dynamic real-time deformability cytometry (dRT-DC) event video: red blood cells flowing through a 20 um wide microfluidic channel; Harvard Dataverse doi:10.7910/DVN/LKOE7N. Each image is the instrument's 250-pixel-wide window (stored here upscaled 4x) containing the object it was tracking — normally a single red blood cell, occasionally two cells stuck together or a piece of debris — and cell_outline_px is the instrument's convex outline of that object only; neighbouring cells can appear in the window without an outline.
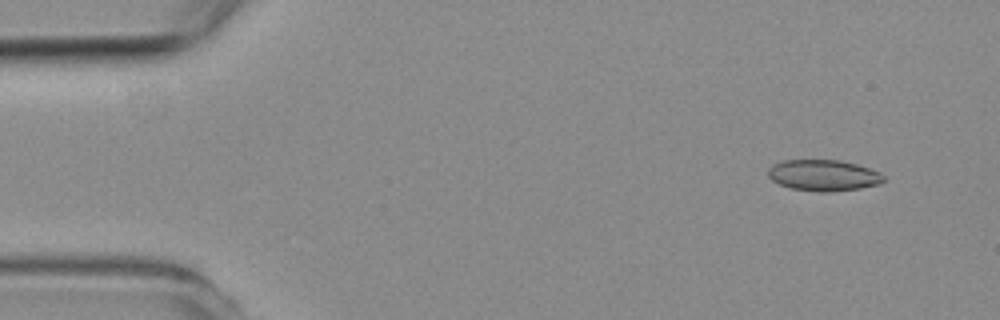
{"species": "common noctule bat (a hibernating species)", "species_latin": "Nyctalus noctula", "temperature_condition": "room temperature", "stored_images_in_passage": 4, "camera_frame_rate_fps": 3000, "um_per_image_px": 0.085, "animal": {"sex": "female", "body_mass_g": 19.3, "forearm_length_mm": 54.1}, "frame": {"image": 1, "passage_image": 1, "time_ms": 0.0, "image_size_px": [1000, 320], "cell_outline_px": [[884, 180], [880, 184], [860, 188], [824, 192], [820, 192], [792, 188], [780, 184], [772, 180], [768, 176], [768, 168], [772, 164], [784, 160], [840, 160], [856, 164], [880, 172], [884, 176]], "centroid_in_image_um": [69.99, 14.89], "position_along_channel_um": 15.0, "area_um2": 20.87}}
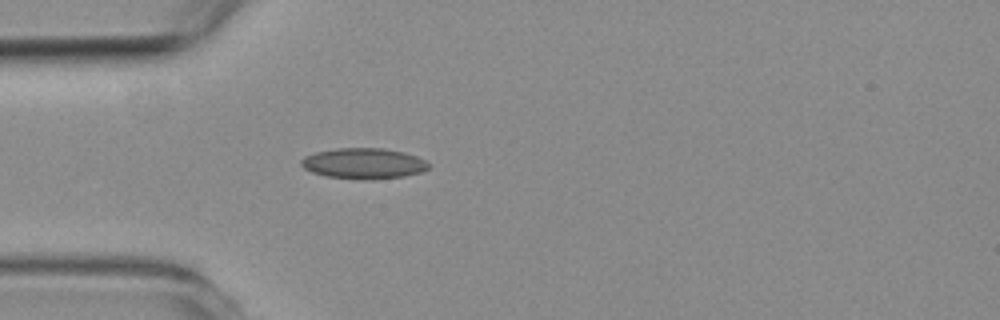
{"frame": {"image": 2, "passage_image": 4, "time_ms": 3.667, "image_size_px": [1000, 320], "cell_outline_px": [[428, 168], [420, 172], [404, 176], [324, 176], [312, 172], [304, 168], [300, 164], [300, 160], [304, 156], [316, 152], [336, 148], [384, 148], [404, 152], [416, 156], [424, 160], [428, 164]], "centroid_in_image_um": [30.86, 13.82], "position_along_channel_um": 54.1, "area_um2": 21.62}}